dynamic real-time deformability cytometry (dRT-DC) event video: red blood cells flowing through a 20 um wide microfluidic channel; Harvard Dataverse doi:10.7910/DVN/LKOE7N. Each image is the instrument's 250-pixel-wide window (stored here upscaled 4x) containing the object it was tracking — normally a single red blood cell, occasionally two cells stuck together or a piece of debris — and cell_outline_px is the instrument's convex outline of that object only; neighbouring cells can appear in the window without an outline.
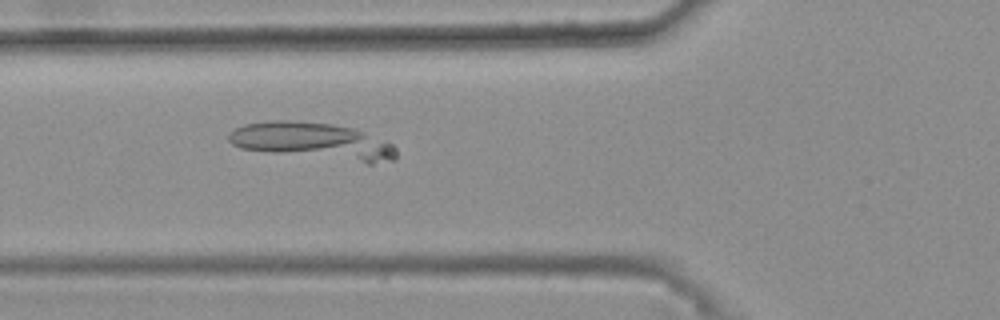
{"species": "common noctule bat (a hibernating species)", "species_latin": "Nyctalus noctula", "temperature_condition": "warm", "stored_images_in_passage": 51, "camera_frame_rate_fps": 3000, "um_per_image_px": 0.085, "animal": {"sex": "female", "body_mass_g": 25.1}, "frame": {"image": 1, "passage_image": 21, "time_ms": 6.667, "image_size_px": [1000, 320], "cell_outline_px": [[396, 160], [372, 164], [368, 164], [240, 148], [232, 144], [228, 140], [228, 136], [236, 128], [244, 124], [272, 120], [288, 120], [332, 124], [352, 128], [364, 132], [392, 144], [396, 148]], "centroid_in_image_um": [26.64, 12.0], "position_along_channel_um": 99.2, "area_um2": 35.78}}
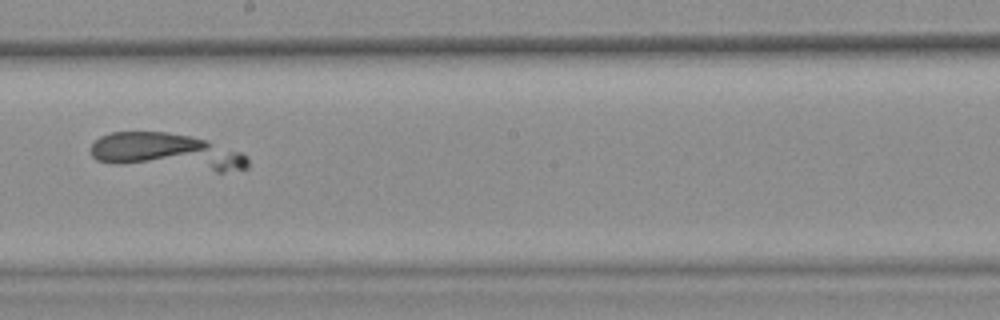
{"frame": {"image": 2, "passage_image": 32, "time_ms": 10.333, "image_size_px": [1000, 320], "cell_outline_px": [[248, 168], [224, 172], [216, 172], [112, 164], [96, 160], [92, 156], [92, 144], [100, 136], [112, 132], [168, 132], [192, 136], [208, 140], [240, 152], [248, 160]], "centroid_in_image_um": [14.17, 12.92], "position_along_channel_um": 234.0, "area_um2": 33.87}}
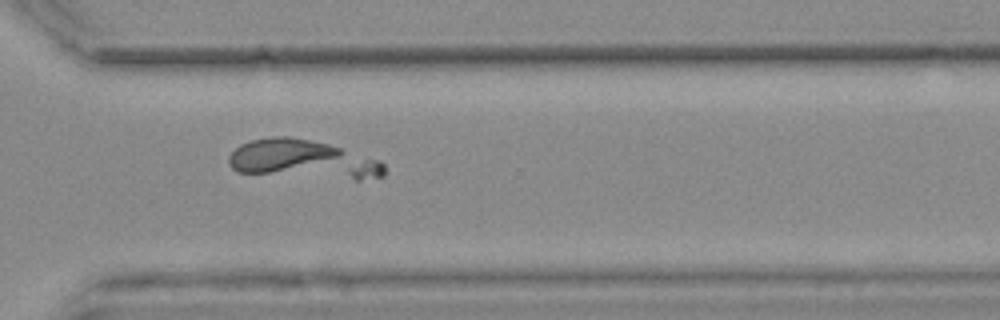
{"frame": {"image": 3, "passage_image": 41, "time_ms": 13.333, "image_size_px": [1000, 320], "cell_outline_px": [[384, 176], [360, 180], [356, 180], [236, 172], [228, 164], [228, 156], [240, 144], [248, 140], [272, 136], [288, 136], [328, 144], [376, 160], [384, 164]], "centroid_in_image_um": [25.67, 13.57], "position_along_channel_um": 344.9, "area_um2": 34.97}}